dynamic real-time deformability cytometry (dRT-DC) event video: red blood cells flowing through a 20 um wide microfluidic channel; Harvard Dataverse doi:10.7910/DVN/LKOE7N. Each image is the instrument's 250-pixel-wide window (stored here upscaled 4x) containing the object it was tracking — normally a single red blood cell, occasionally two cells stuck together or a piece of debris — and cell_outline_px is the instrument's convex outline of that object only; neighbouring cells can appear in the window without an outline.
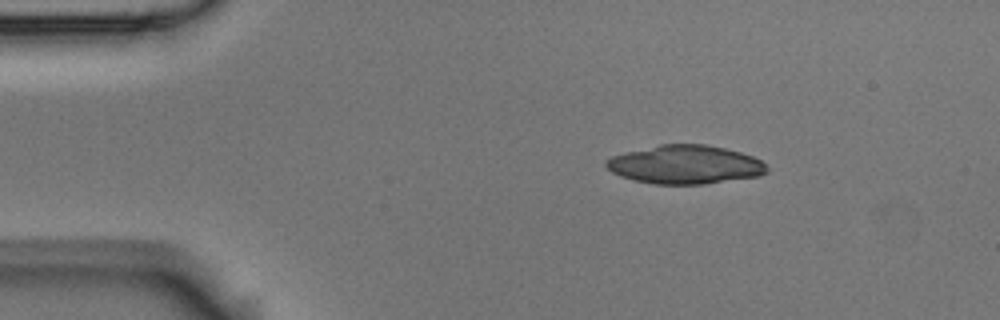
{"species": "Egyptian fruit bat (a non-hibernating species)", "species_latin": "Rousettus aegyptiacus", "temperature_condition": "room temperature", "stored_images_in_passage": 2, "camera_frame_rate_fps": 3000, "um_per_image_px": 0.085, "animal": {"sex": "male"}, "frame": {"image": 1, "passage_image": 1, "time_ms": 0.0, "image_size_px": [1000, 320], "cell_outline_px": [[768, 172], [760, 176], [704, 184], [652, 184], [632, 180], [620, 176], [612, 172], [604, 164], [604, 160], [612, 156], [624, 152], [660, 144], [704, 144], [724, 148], [740, 152], [752, 156], [760, 160], [768, 168]], "centroid_in_image_um": [58.21, 13.99], "position_along_channel_um": 26.8, "area_um2": 36.36}}